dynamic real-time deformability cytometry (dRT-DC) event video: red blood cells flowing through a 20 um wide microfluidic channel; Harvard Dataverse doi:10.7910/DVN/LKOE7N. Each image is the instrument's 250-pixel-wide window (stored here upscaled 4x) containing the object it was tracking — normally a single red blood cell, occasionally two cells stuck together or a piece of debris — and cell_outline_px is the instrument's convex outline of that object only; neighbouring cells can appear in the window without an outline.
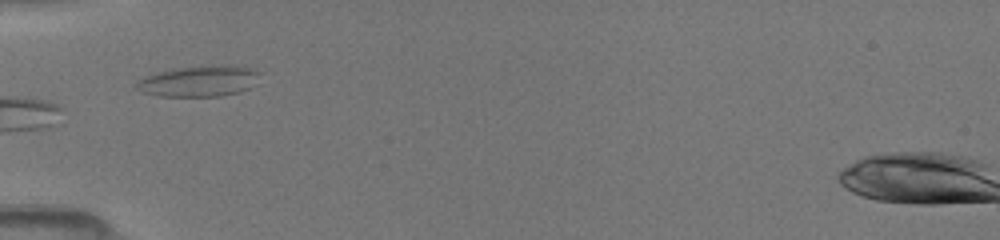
{"species": "common noctule bat (a hibernating species)", "species_latin": "Nyctalus noctula", "temperature_condition": "room temperature", "stored_images_in_passage": 10, "camera_frame_rate_fps": 3000, "um_per_image_px": 0.085, "animal": {"sex": "female", "body_mass_g": 19.5, "forearm_length_mm": 54.1}, "frame": {"image": 1, "passage_image": 1, "time_ms": 0.0, "image_size_px": [1000, 240], "cell_outline_px": [[264, 72], [248, 88], [240, 92], [220, 96], [156, 96], [144, 92], [136, 88], [136, 84], [140, 80], [148, 76], [160, 72], [180, 68], [248, 68]], "centroid_in_image_um": [16.91, 6.96], "position_along_channel_um": 68.1, "area_um2": 20.87}}
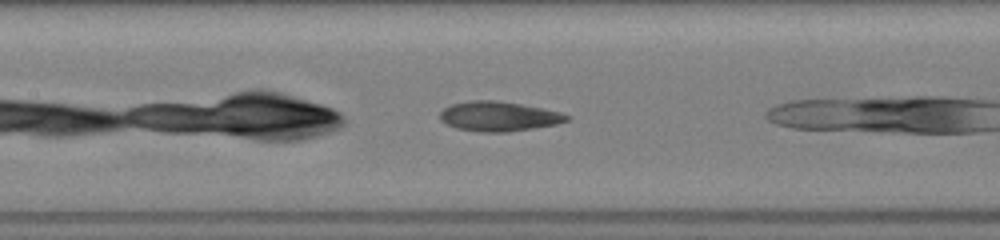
{"frame": {"image": 2, "passage_image": 8, "time_ms": 1.0, "image_size_px": [1000, 240], "cell_outline_px": [[568, 120], [556, 124], [508, 132], [480, 132], [456, 128], [440, 120], [440, 112], [444, 108], [452, 104], [468, 100], [496, 100], [544, 108], [560, 112], [568, 116]], "centroid_in_image_um": [42.36, 9.88], "position_along_channel_um": 165.0, "area_um2": 21.85}}